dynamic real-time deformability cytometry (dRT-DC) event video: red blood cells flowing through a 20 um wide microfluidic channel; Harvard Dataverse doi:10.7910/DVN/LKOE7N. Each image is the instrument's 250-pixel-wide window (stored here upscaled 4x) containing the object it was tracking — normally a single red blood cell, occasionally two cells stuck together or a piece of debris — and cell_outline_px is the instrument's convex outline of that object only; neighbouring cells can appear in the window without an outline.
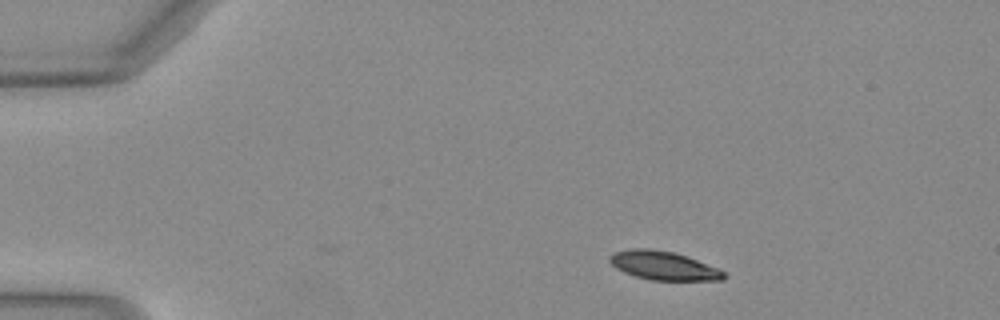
{"species": "Egyptian fruit bat (a non-hibernating species)", "species_latin": "Rousettus aegyptiacus", "temperature_condition": "warm", "stored_images_in_passage": 36, "camera_frame_rate_fps": 3000, "um_per_image_px": 0.085, "animal": {"sex": "female"}, "frame": {"image": 1, "passage_image": 1, "time_ms": 0.0, "image_size_px": [1000, 320], "cell_outline_px": [[728, 276], [724, 280], [652, 280], [636, 276], [624, 272], [616, 268], [608, 260], [608, 256], [616, 252], [628, 248], [648, 248], [672, 252], [688, 256], [716, 268], [724, 272]], "centroid_in_image_um": [56.38, 22.57], "position_along_channel_um": 28.6, "area_um2": 19.02}}
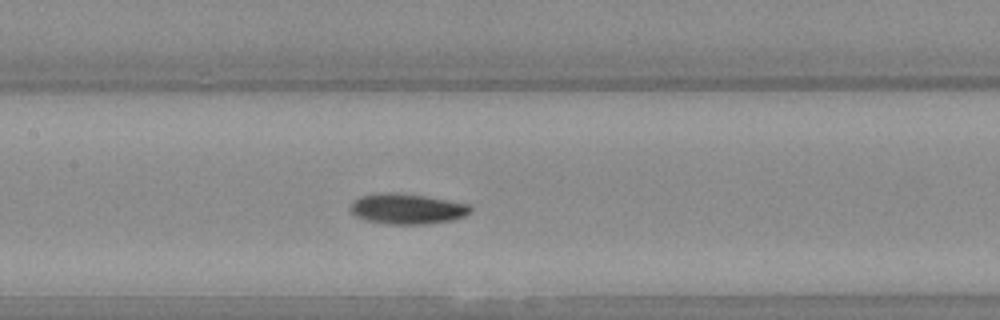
{"frame": {"image": 2, "passage_image": 17, "time_ms": 5.333, "image_size_px": [1000, 320], "cell_outline_px": [[472, 212], [464, 216], [448, 220], [428, 224], [384, 224], [364, 220], [356, 216], [352, 212], [352, 204], [360, 196], [384, 192], [396, 192], [428, 196], [468, 204], [472, 208]], "centroid_in_image_um": [34.62, 17.75], "position_along_channel_um": 172.8, "area_um2": 21.27}}
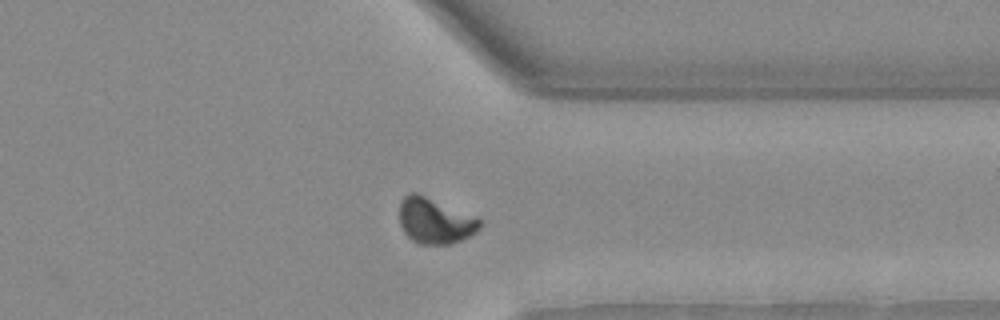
{"frame": {"image": 3, "passage_image": 32, "time_ms": 10.333, "image_size_px": [1000, 320], "cell_outline_px": [[480, 228], [476, 232], [452, 244], [420, 244], [412, 240], [404, 232], [400, 224], [400, 200], [408, 192], [416, 192], [476, 216], [480, 220]], "centroid_in_image_um": [36.95, 18.76], "position_along_channel_um": 374.4, "area_um2": 21.39}, "authors_computed_cell_mechanics": {"area_um2": 20.8369, "velocity_mm_per_s": 4.0821, "shape_relaxation_time_tau1_ms": 4.6389, "shape_relaxation_time_tau2_ms": 4.3728, "deformation_change_tau1": 0.1619, "deformation_change_tau2": 0.0743}}